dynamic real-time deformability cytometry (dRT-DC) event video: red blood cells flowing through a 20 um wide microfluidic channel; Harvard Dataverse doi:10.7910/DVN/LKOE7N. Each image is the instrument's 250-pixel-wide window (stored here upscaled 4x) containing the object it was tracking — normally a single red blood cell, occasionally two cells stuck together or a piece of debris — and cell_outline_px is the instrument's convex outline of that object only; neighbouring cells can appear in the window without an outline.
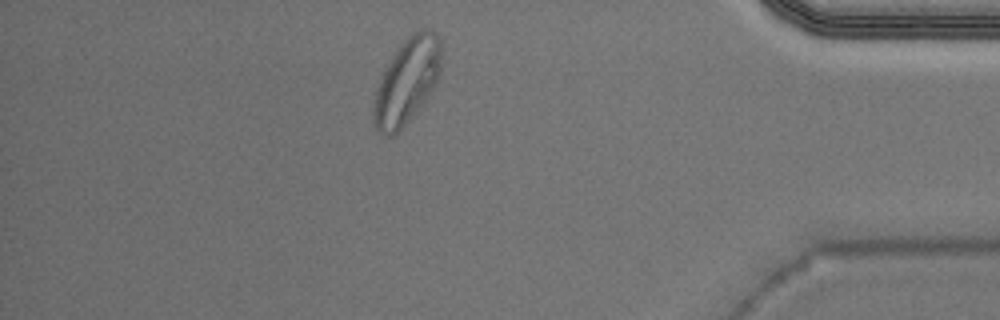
{"species": "Egyptian fruit bat (a non-hibernating species)", "species_latin": "Rousettus aegyptiacus", "temperature_condition": "warm", "stored_images_in_passage": 44, "camera_frame_rate_fps": 3000, "um_per_image_px": 0.085, "animal": {"sex": "male"}, "frame": {"image": 1, "passage_image": 38, "time_ms": 12.333, "image_size_px": [1000, 320], "cell_outline_px": [[440, 72], [436, 84], [428, 96], [408, 120], [392, 136], [384, 136], [376, 128], [372, 116], [376, 92], [380, 80], [388, 64], [400, 44], [412, 32], [420, 28], [424, 28], [432, 32], [440, 40]], "centroid_in_image_um": [34.59, 6.89], "position_along_channel_um": 400.6, "area_um2": 32.89}, "authors_computed_cell_mechanics": {"area_um2": 21.5883, "velocity_mm_per_s": 3.9178, "shape_relaxation_time_tau1_ms": 3.8702, "shape_relaxation_time_tau2_ms": 1.2896, "deformation_change_tau1": 0.1812, "deformation_change_tau2": 0.0745}}